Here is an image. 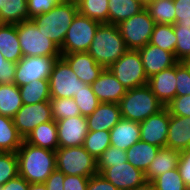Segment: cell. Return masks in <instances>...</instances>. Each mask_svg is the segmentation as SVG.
Instances as JSON below:
<instances>
[{"mask_svg":"<svg viewBox=\"0 0 190 190\" xmlns=\"http://www.w3.org/2000/svg\"><path fill=\"white\" fill-rule=\"evenodd\" d=\"M50 106L54 121L81 115L73 98H51Z\"/></svg>","mask_w":190,"mask_h":190,"instance_id":"cell-36","label":"cell"},{"mask_svg":"<svg viewBox=\"0 0 190 190\" xmlns=\"http://www.w3.org/2000/svg\"><path fill=\"white\" fill-rule=\"evenodd\" d=\"M145 8L155 24H175L176 15L173 0H151L145 2Z\"/></svg>","mask_w":190,"mask_h":190,"instance_id":"cell-31","label":"cell"},{"mask_svg":"<svg viewBox=\"0 0 190 190\" xmlns=\"http://www.w3.org/2000/svg\"><path fill=\"white\" fill-rule=\"evenodd\" d=\"M177 38L175 57L178 61H186L190 57V27L173 26Z\"/></svg>","mask_w":190,"mask_h":190,"instance_id":"cell-40","label":"cell"},{"mask_svg":"<svg viewBox=\"0 0 190 190\" xmlns=\"http://www.w3.org/2000/svg\"><path fill=\"white\" fill-rule=\"evenodd\" d=\"M16 63L7 61L0 52V84L14 83Z\"/></svg>","mask_w":190,"mask_h":190,"instance_id":"cell-46","label":"cell"},{"mask_svg":"<svg viewBox=\"0 0 190 190\" xmlns=\"http://www.w3.org/2000/svg\"><path fill=\"white\" fill-rule=\"evenodd\" d=\"M89 177L65 175L63 190H87Z\"/></svg>","mask_w":190,"mask_h":190,"instance_id":"cell-48","label":"cell"},{"mask_svg":"<svg viewBox=\"0 0 190 190\" xmlns=\"http://www.w3.org/2000/svg\"><path fill=\"white\" fill-rule=\"evenodd\" d=\"M119 104L99 103L96 110L86 117L88 131H110L121 119Z\"/></svg>","mask_w":190,"mask_h":190,"instance_id":"cell-20","label":"cell"},{"mask_svg":"<svg viewBox=\"0 0 190 190\" xmlns=\"http://www.w3.org/2000/svg\"><path fill=\"white\" fill-rule=\"evenodd\" d=\"M177 169L186 187L190 190V149L180 151Z\"/></svg>","mask_w":190,"mask_h":190,"instance_id":"cell-47","label":"cell"},{"mask_svg":"<svg viewBox=\"0 0 190 190\" xmlns=\"http://www.w3.org/2000/svg\"><path fill=\"white\" fill-rule=\"evenodd\" d=\"M23 57H61L60 48L30 19L16 24Z\"/></svg>","mask_w":190,"mask_h":190,"instance_id":"cell-5","label":"cell"},{"mask_svg":"<svg viewBox=\"0 0 190 190\" xmlns=\"http://www.w3.org/2000/svg\"><path fill=\"white\" fill-rule=\"evenodd\" d=\"M152 182L156 190H189L177 168L159 175Z\"/></svg>","mask_w":190,"mask_h":190,"instance_id":"cell-39","label":"cell"},{"mask_svg":"<svg viewBox=\"0 0 190 190\" xmlns=\"http://www.w3.org/2000/svg\"><path fill=\"white\" fill-rule=\"evenodd\" d=\"M27 190H48L44 183H29Z\"/></svg>","mask_w":190,"mask_h":190,"instance_id":"cell-53","label":"cell"},{"mask_svg":"<svg viewBox=\"0 0 190 190\" xmlns=\"http://www.w3.org/2000/svg\"><path fill=\"white\" fill-rule=\"evenodd\" d=\"M109 0H76L78 13L102 23H108Z\"/></svg>","mask_w":190,"mask_h":190,"instance_id":"cell-33","label":"cell"},{"mask_svg":"<svg viewBox=\"0 0 190 190\" xmlns=\"http://www.w3.org/2000/svg\"><path fill=\"white\" fill-rule=\"evenodd\" d=\"M29 20L27 0H6L0 8V23L17 24Z\"/></svg>","mask_w":190,"mask_h":190,"instance_id":"cell-32","label":"cell"},{"mask_svg":"<svg viewBox=\"0 0 190 190\" xmlns=\"http://www.w3.org/2000/svg\"><path fill=\"white\" fill-rule=\"evenodd\" d=\"M109 146H111L110 131L106 130L88 131L83 143L84 149L95 159Z\"/></svg>","mask_w":190,"mask_h":190,"instance_id":"cell-35","label":"cell"},{"mask_svg":"<svg viewBox=\"0 0 190 190\" xmlns=\"http://www.w3.org/2000/svg\"><path fill=\"white\" fill-rule=\"evenodd\" d=\"M100 174L119 190H132L146 181L145 173L128 161L112 164Z\"/></svg>","mask_w":190,"mask_h":190,"instance_id":"cell-14","label":"cell"},{"mask_svg":"<svg viewBox=\"0 0 190 190\" xmlns=\"http://www.w3.org/2000/svg\"><path fill=\"white\" fill-rule=\"evenodd\" d=\"M132 190H156L152 181H145L143 184L135 187Z\"/></svg>","mask_w":190,"mask_h":190,"instance_id":"cell-52","label":"cell"},{"mask_svg":"<svg viewBox=\"0 0 190 190\" xmlns=\"http://www.w3.org/2000/svg\"><path fill=\"white\" fill-rule=\"evenodd\" d=\"M108 70L127 90L148 85L138 50H127Z\"/></svg>","mask_w":190,"mask_h":190,"instance_id":"cell-7","label":"cell"},{"mask_svg":"<svg viewBox=\"0 0 190 190\" xmlns=\"http://www.w3.org/2000/svg\"><path fill=\"white\" fill-rule=\"evenodd\" d=\"M119 106L122 118L138 123L165 107L148 85L128 89L120 100Z\"/></svg>","mask_w":190,"mask_h":190,"instance_id":"cell-4","label":"cell"},{"mask_svg":"<svg viewBox=\"0 0 190 190\" xmlns=\"http://www.w3.org/2000/svg\"><path fill=\"white\" fill-rule=\"evenodd\" d=\"M22 106L19 87L14 83L0 84V115L13 118Z\"/></svg>","mask_w":190,"mask_h":190,"instance_id":"cell-29","label":"cell"},{"mask_svg":"<svg viewBox=\"0 0 190 190\" xmlns=\"http://www.w3.org/2000/svg\"><path fill=\"white\" fill-rule=\"evenodd\" d=\"M180 151L170 148H160L156 157L145 172L146 181H153L159 175L173 170L178 166Z\"/></svg>","mask_w":190,"mask_h":190,"instance_id":"cell-25","label":"cell"},{"mask_svg":"<svg viewBox=\"0 0 190 190\" xmlns=\"http://www.w3.org/2000/svg\"><path fill=\"white\" fill-rule=\"evenodd\" d=\"M78 13L77 2L63 0L45 14H40L31 20L39 30H42L59 48L62 47L68 28Z\"/></svg>","mask_w":190,"mask_h":190,"instance_id":"cell-3","label":"cell"},{"mask_svg":"<svg viewBox=\"0 0 190 190\" xmlns=\"http://www.w3.org/2000/svg\"><path fill=\"white\" fill-rule=\"evenodd\" d=\"M80 81L91 85L105 69L88 52L61 54Z\"/></svg>","mask_w":190,"mask_h":190,"instance_id":"cell-17","label":"cell"},{"mask_svg":"<svg viewBox=\"0 0 190 190\" xmlns=\"http://www.w3.org/2000/svg\"><path fill=\"white\" fill-rule=\"evenodd\" d=\"M23 104H35L42 101H50L49 80L41 79L32 81L19 87Z\"/></svg>","mask_w":190,"mask_h":190,"instance_id":"cell-30","label":"cell"},{"mask_svg":"<svg viewBox=\"0 0 190 190\" xmlns=\"http://www.w3.org/2000/svg\"><path fill=\"white\" fill-rule=\"evenodd\" d=\"M87 190H119L112 183L97 173L89 177Z\"/></svg>","mask_w":190,"mask_h":190,"instance_id":"cell-49","label":"cell"},{"mask_svg":"<svg viewBox=\"0 0 190 190\" xmlns=\"http://www.w3.org/2000/svg\"><path fill=\"white\" fill-rule=\"evenodd\" d=\"M86 85L79 80L62 56L57 58L49 78L51 98H73Z\"/></svg>","mask_w":190,"mask_h":190,"instance_id":"cell-10","label":"cell"},{"mask_svg":"<svg viewBox=\"0 0 190 190\" xmlns=\"http://www.w3.org/2000/svg\"><path fill=\"white\" fill-rule=\"evenodd\" d=\"M64 178L65 174L55 169L44 184L48 190H63Z\"/></svg>","mask_w":190,"mask_h":190,"instance_id":"cell-50","label":"cell"},{"mask_svg":"<svg viewBox=\"0 0 190 190\" xmlns=\"http://www.w3.org/2000/svg\"><path fill=\"white\" fill-rule=\"evenodd\" d=\"M149 43L175 55L177 38L174 33L173 25L155 24Z\"/></svg>","mask_w":190,"mask_h":190,"instance_id":"cell-34","label":"cell"},{"mask_svg":"<svg viewBox=\"0 0 190 190\" xmlns=\"http://www.w3.org/2000/svg\"><path fill=\"white\" fill-rule=\"evenodd\" d=\"M108 24L117 25L145 8L143 0H109Z\"/></svg>","mask_w":190,"mask_h":190,"instance_id":"cell-26","label":"cell"},{"mask_svg":"<svg viewBox=\"0 0 190 190\" xmlns=\"http://www.w3.org/2000/svg\"><path fill=\"white\" fill-rule=\"evenodd\" d=\"M59 147L83 146L88 133L85 116L79 115L56 121Z\"/></svg>","mask_w":190,"mask_h":190,"instance_id":"cell-15","label":"cell"},{"mask_svg":"<svg viewBox=\"0 0 190 190\" xmlns=\"http://www.w3.org/2000/svg\"><path fill=\"white\" fill-rule=\"evenodd\" d=\"M0 52L7 61L16 64L23 58L16 24L0 23Z\"/></svg>","mask_w":190,"mask_h":190,"instance_id":"cell-23","label":"cell"},{"mask_svg":"<svg viewBox=\"0 0 190 190\" xmlns=\"http://www.w3.org/2000/svg\"><path fill=\"white\" fill-rule=\"evenodd\" d=\"M28 187L29 183L18 175L1 186V190H27Z\"/></svg>","mask_w":190,"mask_h":190,"instance_id":"cell-51","label":"cell"},{"mask_svg":"<svg viewBox=\"0 0 190 190\" xmlns=\"http://www.w3.org/2000/svg\"><path fill=\"white\" fill-rule=\"evenodd\" d=\"M6 0H0V8L3 7L4 3H5Z\"/></svg>","mask_w":190,"mask_h":190,"instance_id":"cell-54","label":"cell"},{"mask_svg":"<svg viewBox=\"0 0 190 190\" xmlns=\"http://www.w3.org/2000/svg\"><path fill=\"white\" fill-rule=\"evenodd\" d=\"M176 84V65L148 78V86L164 106L168 105L175 98Z\"/></svg>","mask_w":190,"mask_h":190,"instance_id":"cell-19","label":"cell"},{"mask_svg":"<svg viewBox=\"0 0 190 190\" xmlns=\"http://www.w3.org/2000/svg\"><path fill=\"white\" fill-rule=\"evenodd\" d=\"M159 149L158 146L139 140L126 150L127 161L145 173Z\"/></svg>","mask_w":190,"mask_h":190,"instance_id":"cell-27","label":"cell"},{"mask_svg":"<svg viewBox=\"0 0 190 190\" xmlns=\"http://www.w3.org/2000/svg\"><path fill=\"white\" fill-rule=\"evenodd\" d=\"M55 152L56 169L65 175L91 177L98 173L97 159L83 146L59 147Z\"/></svg>","mask_w":190,"mask_h":190,"instance_id":"cell-6","label":"cell"},{"mask_svg":"<svg viewBox=\"0 0 190 190\" xmlns=\"http://www.w3.org/2000/svg\"><path fill=\"white\" fill-rule=\"evenodd\" d=\"M176 96L190 95V67L184 62L176 64Z\"/></svg>","mask_w":190,"mask_h":190,"instance_id":"cell-42","label":"cell"},{"mask_svg":"<svg viewBox=\"0 0 190 190\" xmlns=\"http://www.w3.org/2000/svg\"><path fill=\"white\" fill-rule=\"evenodd\" d=\"M166 148L190 149V117L170 115Z\"/></svg>","mask_w":190,"mask_h":190,"instance_id":"cell-21","label":"cell"},{"mask_svg":"<svg viewBox=\"0 0 190 190\" xmlns=\"http://www.w3.org/2000/svg\"><path fill=\"white\" fill-rule=\"evenodd\" d=\"M155 22L144 8L117 24L128 50H139L150 42Z\"/></svg>","mask_w":190,"mask_h":190,"instance_id":"cell-8","label":"cell"},{"mask_svg":"<svg viewBox=\"0 0 190 190\" xmlns=\"http://www.w3.org/2000/svg\"><path fill=\"white\" fill-rule=\"evenodd\" d=\"M170 113L166 107L139 123L140 140L160 148L166 147Z\"/></svg>","mask_w":190,"mask_h":190,"instance_id":"cell-13","label":"cell"},{"mask_svg":"<svg viewBox=\"0 0 190 190\" xmlns=\"http://www.w3.org/2000/svg\"><path fill=\"white\" fill-rule=\"evenodd\" d=\"M24 140L31 145L56 151L59 148L56 121L41 123Z\"/></svg>","mask_w":190,"mask_h":190,"instance_id":"cell-24","label":"cell"},{"mask_svg":"<svg viewBox=\"0 0 190 190\" xmlns=\"http://www.w3.org/2000/svg\"><path fill=\"white\" fill-rule=\"evenodd\" d=\"M127 162L126 151L121 150L114 146H109L97 158V170L100 174L105 168L112 167V164Z\"/></svg>","mask_w":190,"mask_h":190,"instance_id":"cell-41","label":"cell"},{"mask_svg":"<svg viewBox=\"0 0 190 190\" xmlns=\"http://www.w3.org/2000/svg\"><path fill=\"white\" fill-rule=\"evenodd\" d=\"M63 0H27L29 20L37 15L45 14Z\"/></svg>","mask_w":190,"mask_h":190,"instance_id":"cell-44","label":"cell"},{"mask_svg":"<svg viewBox=\"0 0 190 190\" xmlns=\"http://www.w3.org/2000/svg\"><path fill=\"white\" fill-rule=\"evenodd\" d=\"M19 176L28 183H45L56 169V152L22 142L16 152Z\"/></svg>","mask_w":190,"mask_h":190,"instance_id":"cell-1","label":"cell"},{"mask_svg":"<svg viewBox=\"0 0 190 190\" xmlns=\"http://www.w3.org/2000/svg\"><path fill=\"white\" fill-rule=\"evenodd\" d=\"M128 50L117 25L102 23L97 28L88 53L108 69Z\"/></svg>","mask_w":190,"mask_h":190,"instance_id":"cell-2","label":"cell"},{"mask_svg":"<svg viewBox=\"0 0 190 190\" xmlns=\"http://www.w3.org/2000/svg\"><path fill=\"white\" fill-rule=\"evenodd\" d=\"M165 107L170 115L190 117V95L175 96Z\"/></svg>","mask_w":190,"mask_h":190,"instance_id":"cell-43","label":"cell"},{"mask_svg":"<svg viewBox=\"0 0 190 190\" xmlns=\"http://www.w3.org/2000/svg\"><path fill=\"white\" fill-rule=\"evenodd\" d=\"M23 141V137L14 125L13 118L0 115V152L16 153Z\"/></svg>","mask_w":190,"mask_h":190,"instance_id":"cell-28","label":"cell"},{"mask_svg":"<svg viewBox=\"0 0 190 190\" xmlns=\"http://www.w3.org/2000/svg\"><path fill=\"white\" fill-rule=\"evenodd\" d=\"M100 24L96 20L77 13L67 30L60 53L87 52Z\"/></svg>","mask_w":190,"mask_h":190,"instance_id":"cell-9","label":"cell"},{"mask_svg":"<svg viewBox=\"0 0 190 190\" xmlns=\"http://www.w3.org/2000/svg\"><path fill=\"white\" fill-rule=\"evenodd\" d=\"M18 175L17 154L14 152H0V186Z\"/></svg>","mask_w":190,"mask_h":190,"instance_id":"cell-38","label":"cell"},{"mask_svg":"<svg viewBox=\"0 0 190 190\" xmlns=\"http://www.w3.org/2000/svg\"><path fill=\"white\" fill-rule=\"evenodd\" d=\"M73 99L78 105L81 115L85 117L92 114L100 103L89 84L75 93Z\"/></svg>","mask_w":190,"mask_h":190,"instance_id":"cell-37","label":"cell"},{"mask_svg":"<svg viewBox=\"0 0 190 190\" xmlns=\"http://www.w3.org/2000/svg\"><path fill=\"white\" fill-rule=\"evenodd\" d=\"M57 58L49 56L23 57L16 64L14 84L18 87L31 83L32 81L49 80L52 68Z\"/></svg>","mask_w":190,"mask_h":190,"instance_id":"cell-11","label":"cell"},{"mask_svg":"<svg viewBox=\"0 0 190 190\" xmlns=\"http://www.w3.org/2000/svg\"><path fill=\"white\" fill-rule=\"evenodd\" d=\"M175 6V24L173 26L190 27V0H173Z\"/></svg>","mask_w":190,"mask_h":190,"instance_id":"cell-45","label":"cell"},{"mask_svg":"<svg viewBox=\"0 0 190 190\" xmlns=\"http://www.w3.org/2000/svg\"><path fill=\"white\" fill-rule=\"evenodd\" d=\"M140 140V126L138 122H134L125 118L110 130L111 146L121 150H128L132 145Z\"/></svg>","mask_w":190,"mask_h":190,"instance_id":"cell-22","label":"cell"},{"mask_svg":"<svg viewBox=\"0 0 190 190\" xmlns=\"http://www.w3.org/2000/svg\"><path fill=\"white\" fill-rule=\"evenodd\" d=\"M52 120L50 101H42L31 105L23 104L13 117L14 125L23 139L41 123Z\"/></svg>","mask_w":190,"mask_h":190,"instance_id":"cell-12","label":"cell"},{"mask_svg":"<svg viewBox=\"0 0 190 190\" xmlns=\"http://www.w3.org/2000/svg\"><path fill=\"white\" fill-rule=\"evenodd\" d=\"M94 94L100 103L119 104L127 89L108 70L104 69L100 76L91 84Z\"/></svg>","mask_w":190,"mask_h":190,"instance_id":"cell-18","label":"cell"},{"mask_svg":"<svg viewBox=\"0 0 190 190\" xmlns=\"http://www.w3.org/2000/svg\"><path fill=\"white\" fill-rule=\"evenodd\" d=\"M185 63L190 67V57L185 61Z\"/></svg>","mask_w":190,"mask_h":190,"instance_id":"cell-55","label":"cell"},{"mask_svg":"<svg viewBox=\"0 0 190 190\" xmlns=\"http://www.w3.org/2000/svg\"><path fill=\"white\" fill-rule=\"evenodd\" d=\"M138 51L147 78L179 62L173 53L150 43L140 48Z\"/></svg>","mask_w":190,"mask_h":190,"instance_id":"cell-16","label":"cell"}]
</instances>
